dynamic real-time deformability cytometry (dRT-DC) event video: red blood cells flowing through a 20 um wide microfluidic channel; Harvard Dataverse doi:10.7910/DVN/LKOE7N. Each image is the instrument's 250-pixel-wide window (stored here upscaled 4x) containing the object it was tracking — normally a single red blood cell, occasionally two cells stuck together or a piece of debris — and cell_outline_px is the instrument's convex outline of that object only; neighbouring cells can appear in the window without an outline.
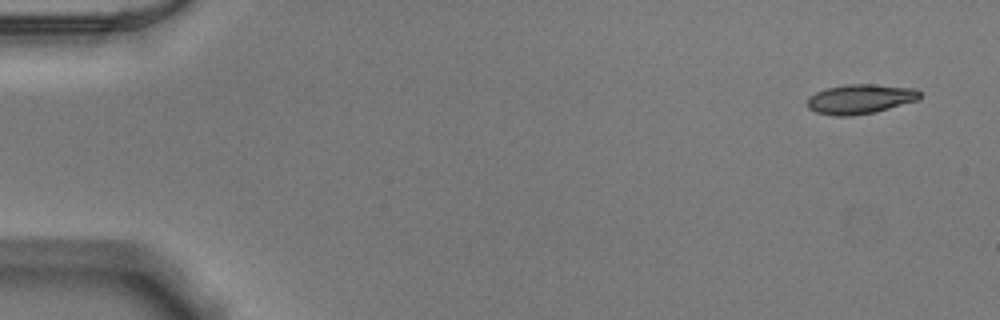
{"species": "Egyptian fruit bat (a non-hibernating species)", "species_latin": "Rousettus aegyptiacus", "temperature_condition": "warm", "stored_images_in_passage": 51, "camera_frame_rate_fps": 3000, "um_per_image_px": 0.085, "animal": {"sex": "male"}, "frame": {"image": 1, "passage_image": 1, "time_ms": 0.0, "image_size_px": [1000, 320], "cell_outline_px": [[920, 96], [916, 100], [876, 112], [852, 116], [836, 116], [816, 112], [808, 108], [808, 96], [824, 88], [844, 84], [872, 84], [916, 88], [920, 92]], "centroid_in_image_um": [73.09, 8.41], "position_along_channel_um": 11.9, "area_um2": 19.48}}
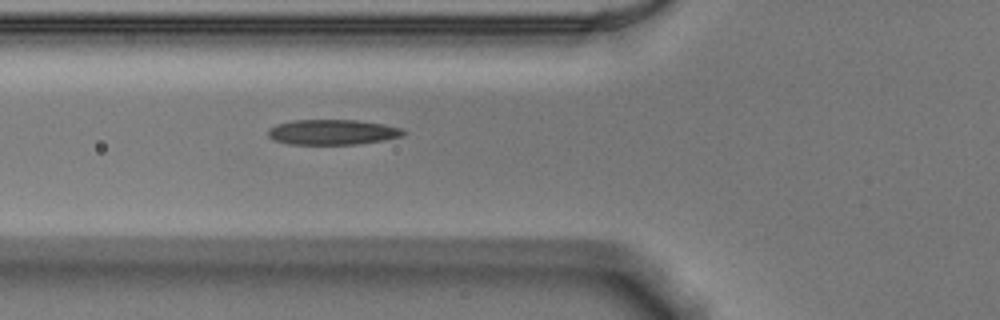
{"frame": {"image": 2, "passage_image": 18, "time_ms": 5.667, "image_size_px": [1000, 320], "cell_outline_px": [[408, 132], [404, 136], [384, 140], [356, 144], [288, 144], [272, 140], [268, 136], [268, 128], [276, 124], [292, 120], [356, 120], [384, 124], [404, 128]], "centroid_in_image_um": [28.28, 11.23], "position_along_channel_um": 97.5, "area_um2": 20.17}}
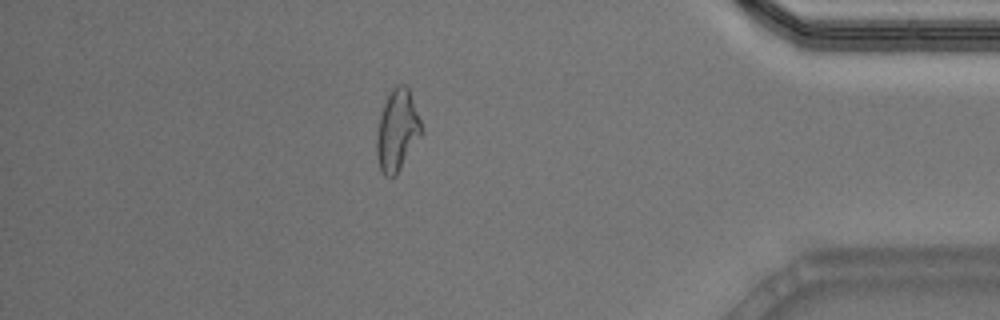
{"frame": {"image": 3, "passage_image": 44, "time_ms": 14.333, "image_size_px": [1000, 320], "cell_outline_px": [[424, 132], [396, 176], [384, 176], [380, 168], [376, 156], [376, 136], [380, 116], [384, 104], [392, 88], [396, 84], [404, 84], [408, 88], [420, 120]], "centroid_in_image_um": [33.77, 11.11], "position_along_channel_um": 401.4, "area_um2": 21.21}, "authors_computed_cell_mechanics": {"area_um2": 19.941, "velocity_mm_per_s": 3.9031, "shape_relaxation_time_tau1_ms": 4.8297, "shape_relaxation_time_tau2_ms": 2.7225, "deformation_change_tau1": 0.1644, "deformation_change_tau2": 0.1173}}